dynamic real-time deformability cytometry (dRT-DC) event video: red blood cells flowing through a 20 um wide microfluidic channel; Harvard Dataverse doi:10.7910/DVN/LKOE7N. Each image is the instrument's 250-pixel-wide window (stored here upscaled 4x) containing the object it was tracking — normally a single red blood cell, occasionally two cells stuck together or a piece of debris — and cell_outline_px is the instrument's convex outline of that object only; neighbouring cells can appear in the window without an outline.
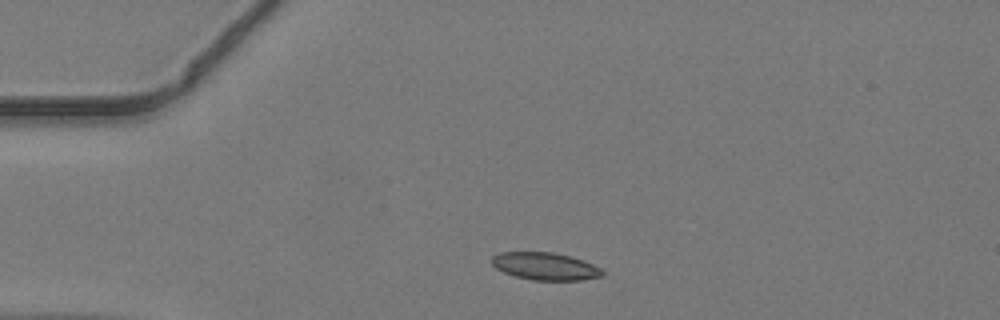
{"species": "common noctule bat (a hibernating species)", "species_latin": "Nyctalus noctula", "temperature_condition": "warm", "stored_images_in_passage": 37, "camera_frame_rate_fps": 3000, "um_per_image_px": 0.085, "animal": {"sex": "male", "body_mass_g": 19.2, "forearm_length_mm": 51.8}, "frame": {"image": 1, "passage_image": 1, "time_ms": 0.0, "image_size_px": [1000, 320], "cell_outline_px": [[604, 276], [580, 280], [532, 280], [516, 276], [504, 272], [496, 268], [492, 264], [492, 256], [500, 252], [552, 252], [568, 256], [592, 264], [600, 268], [604, 272]], "centroid_in_image_um": [46.33, 22.63], "position_along_channel_um": 38.7, "area_um2": 17.51}}
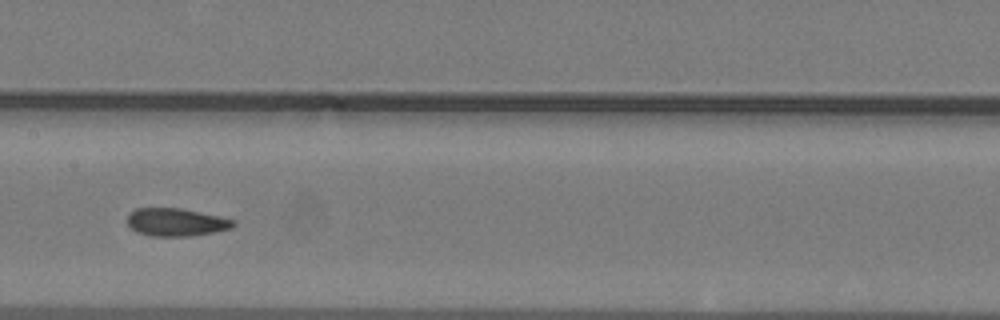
{"frame": {"image": 2, "passage_image": 14, "time_ms": 4.333, "image_size_px": [1000, 320], "cell_outline_px": [[236, 224], [232, 228], [216, 232], [192, 236], [148, 236], [136, 232], [128, 224], [128, 212], [136, 208], [180, 208], [220, 216], [236, 220]], "centroid_in_image_um": [14.99, 18.89], "position_along_channel_um": 192.4, "area_um2": 17.46}}
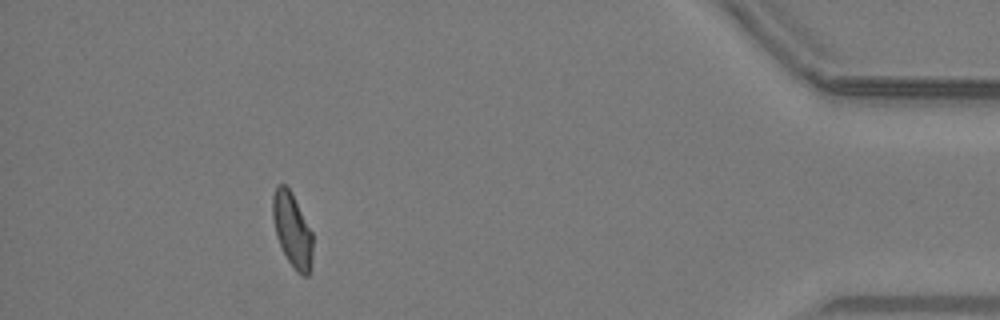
{"frame": {"image": 3, "passage_image": 33, "time_ms": 10.667, "image_size_px": [1000, 320], "cell_outline_px": [[312, 264], [308, 276], [304, 276], [296, 272], [288, 260], [276, 236], [272, 220], [272, 196], [276, 184], [284, 184], [292, 192], [312, 232]], "centroid_in_image_um": [24.83, 19.53], "position_along_channel_um": 410.4, "area_um2": 17.46}}